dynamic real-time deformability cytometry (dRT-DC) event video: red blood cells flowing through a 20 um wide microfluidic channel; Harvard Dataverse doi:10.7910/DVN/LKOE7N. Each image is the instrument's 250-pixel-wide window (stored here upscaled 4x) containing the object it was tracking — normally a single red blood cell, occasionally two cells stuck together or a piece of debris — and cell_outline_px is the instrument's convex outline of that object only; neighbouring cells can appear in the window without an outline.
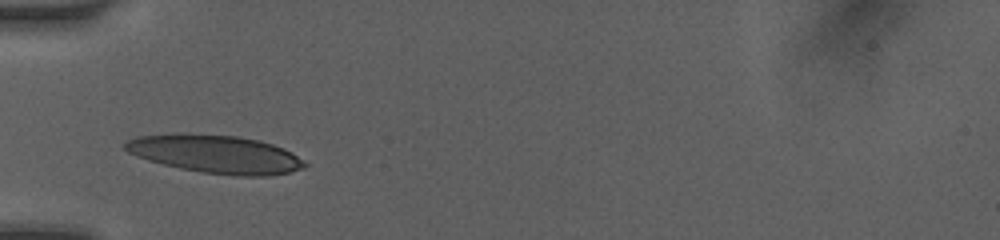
{"species": "human", "species_latin": "Homo sapiens", "temperature_condition": "room temperature", "stored_images_in_passage": 3, "camera_frame_rate_fps": 3000, "um_per_image_px": 0.085, "donor": {"sex": "female"}, "frame": {"image": 1, "passage_image": 1, "time_ms": 0.0, "image_size_px": [1000, 240], "cell_outline_px": [[308, 164], [304, 168], [288, 172], [268, 176], [240, 176], [200, 172], [180, 168], [148, 160], [136, 156], [128, 152], [124, 148], [124, 144], [128, 140], [136, 136], [188, 132], [236, 136], [260, 140], [284, 148], [292, 152]], "centroid_in_image_um": [18.32, 13.08], "position_along_channel_um": 66.7, "area_um2": 40.17}}